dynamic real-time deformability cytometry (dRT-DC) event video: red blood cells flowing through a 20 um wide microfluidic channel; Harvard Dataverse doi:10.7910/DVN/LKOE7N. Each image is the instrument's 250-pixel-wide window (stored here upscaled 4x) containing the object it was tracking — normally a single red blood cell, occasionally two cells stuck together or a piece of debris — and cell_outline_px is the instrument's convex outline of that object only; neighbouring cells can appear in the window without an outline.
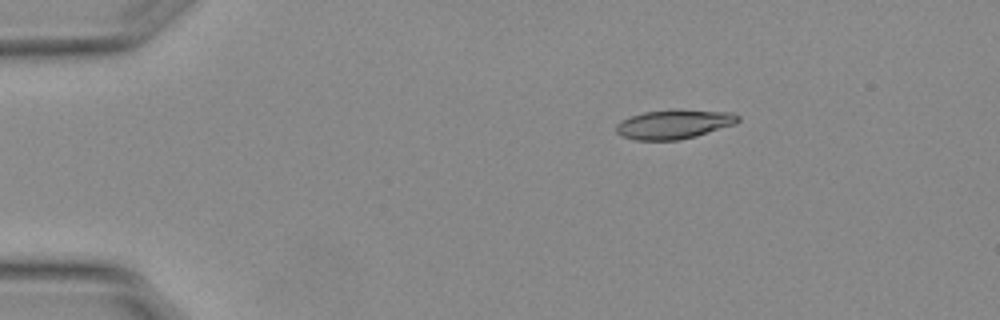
{"species": "Egyptian fruit bat (a non-hibernating species)", "species_latin": "Rousettus aegyptiacus", "temperature_condition": "warm", "stored_images_in_passage": 46, "camera_frame_rate_fps": 3000, "um_per_image_px": 0.085, "animal": {"sex": "female"}, "frame": {"image": 1, "passage_image": 1, "time_ms": 0.0, "image_size_px": [1000, 320], "cell_outline_px": [[740, 120], [736, 124], [696, 136], [680, 140], [636, 140], [620, 136], [616, 132], [616, 124], [632, 116], [644, 112], [732, 112], [740, 116]], "centroid_in_image_um": [57.28, 10.62], "position_along_channel_um": 27.7, "area_um2": 19.83}}
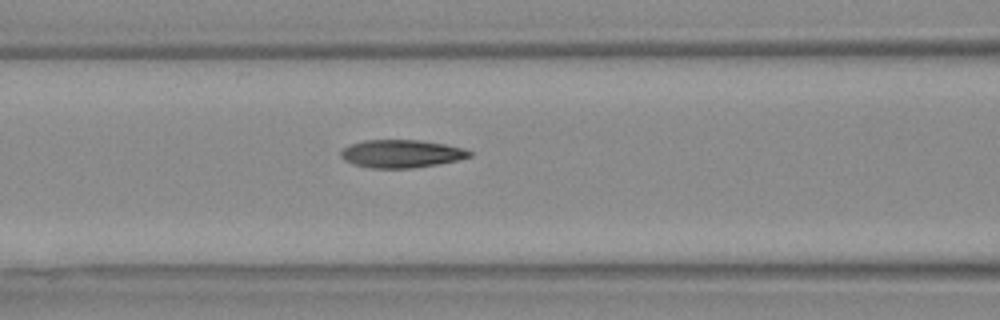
{"frame": {"image": 2, "passage_image": 15, "time_ms": 4.667, "image_size_px": [1000, 320], "cell_outline_px": [[472, 156], [456, 160], [436, 164], [412, 168], [368, 168], [352, 164], [344, 160], [340, 156], [340, 152], [344, 148], [352, 144], [364, 140], [420, 140], [444, 144], [460, 148], [472, 152]], "centroid_in_image_um": [34.06, 13.07], "position_along_channel_um": 132.5, "area_um2": 20.75}}
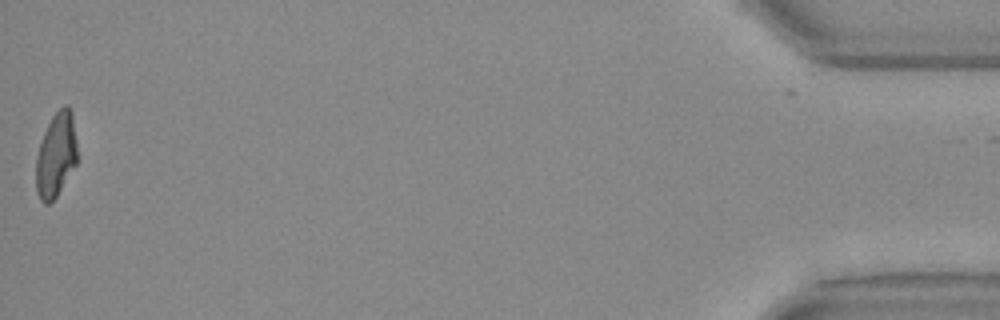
{"frame": {"image": 3, "passage_image": 46, "time_ms": 15.0, "image_size_px": [1000, 320], "cell_outline_px": [[80, 160], [56, 196], [48, 204], [44, 204], [40, 200], [36, 192], [36, 156], [44, 132], [52, 116], [64, 104], [68, 104], [72, 112]], "centroid_in_image_um": [4.8, 13.17], "position_along_channel_um": 430.4, "area_um2": 20.81}, "authors_computed_cell_mechanics": {"area_um2": 20.8658, "velocity_mm_per_s": 3.7927, "shape_relaxation_time_tau1_ms": 5.183, "shape_relaxation_time_tau2_ms": 1.3669, "deformation_change_tau1": 0.2322, "deformation_change_tau2": 0.0912}}